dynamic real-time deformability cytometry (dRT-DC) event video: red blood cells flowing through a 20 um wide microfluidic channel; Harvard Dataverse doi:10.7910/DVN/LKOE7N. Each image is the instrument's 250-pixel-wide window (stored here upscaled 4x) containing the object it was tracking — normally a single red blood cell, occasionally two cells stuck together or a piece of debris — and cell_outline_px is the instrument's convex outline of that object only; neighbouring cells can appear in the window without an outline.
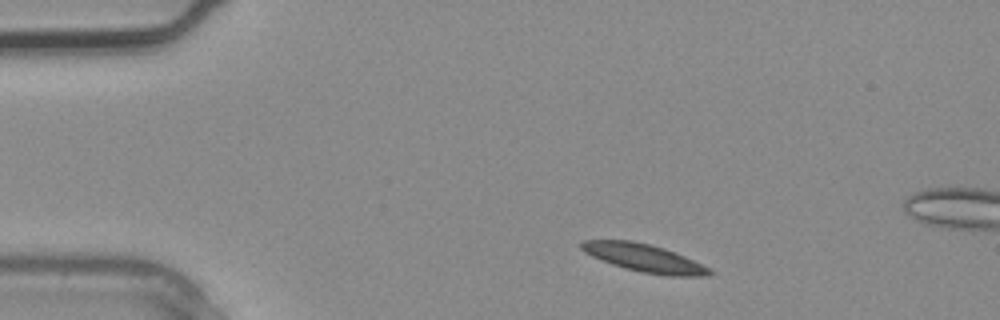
{"species": "common noctule bat (a hibernating species)", "species_latin": "Nyctalus noctula", "temperature_condition": "warm", "stored_images_in_passage": 2, "camera_frame_rate_fps": 3000, "um_per_image_px": 0.085, "animal": {"sex": "male", "body_mass_g": 20.4}, "frame": {"image": 1, "passage_image": 1, "time_ms": 0.0, "image_size_px": [1000, 320], "cell_outline_px": [[712, 272], [708, 276], [668, 276], [644, 272], [612, 264], [592, 256], [584, 252], [580, 248], [580, 244], [584, 240], [632, 240], [664, 248], [684, 256], [712, 268]], "centroid_in_image_um": [54.78, 21.92], "position_along_channel_um": 30.2, "area_um2": 20.58}}